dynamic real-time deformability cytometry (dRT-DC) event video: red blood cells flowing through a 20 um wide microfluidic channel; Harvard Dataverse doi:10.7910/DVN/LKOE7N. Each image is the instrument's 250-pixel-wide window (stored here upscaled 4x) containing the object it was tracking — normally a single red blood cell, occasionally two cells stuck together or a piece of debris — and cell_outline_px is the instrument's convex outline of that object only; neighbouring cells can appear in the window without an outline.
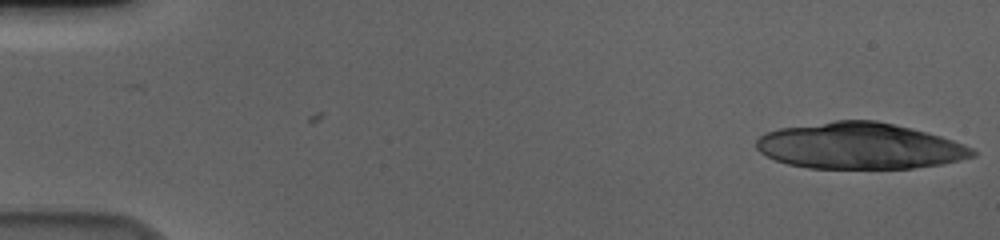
{"species": "human", "species_latin": "Homo sapiens", "temperature_condition": "cold", "stored_images_in_passage": 18, "camera_frame_rate_fps": 3000, "um_per_image_px": 0.085, "donor": {"sex": "male"}, "frame": {"image": 1, "passage_image": 1, "time_ms": 0.0, "image_size_px": [1000, 240], "cell_outline_px": [[976, 156], [960, 160], [940, 164], [912, 168], [808, 168], [788, 164], [776, 160], [760, 152], [756, 148], [756, 140], [764, 132], [780, 128], [836, 120], [876, 120], [912, 128], [928, 132], [964, 144], [972, 148], [976, 152]], "centroid_in_image_um": [73.06, 12.4], "position_along_channel_um": 11.9, "area_um2": 58.2}}